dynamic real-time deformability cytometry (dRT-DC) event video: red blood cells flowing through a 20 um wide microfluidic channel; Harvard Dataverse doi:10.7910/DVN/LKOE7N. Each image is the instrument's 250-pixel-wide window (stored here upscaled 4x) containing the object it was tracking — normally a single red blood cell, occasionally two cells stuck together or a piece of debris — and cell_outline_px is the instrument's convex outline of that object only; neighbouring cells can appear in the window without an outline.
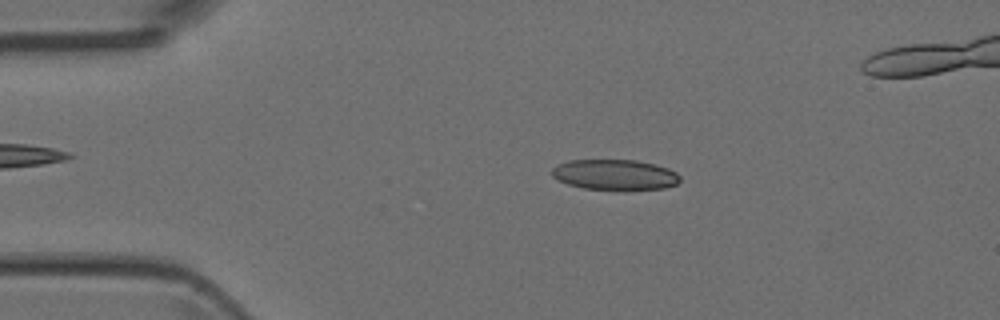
{"species": "Egyptian fruit bat (a non-hibernating species)", "species_latin": "Rousettus aegyptiacus", "temperature_condition": "room temperature", "stored_images_in_passage": 4, "camera_frame_rate_fps": 3000, "um_per_image_px": 0.085, "animal": {"sex": "female"}, "frame": {"image": 1, "passage_image": 2, "time_ms": 1.0, "image_size_px": [1000, 320], "cell_outline_px": [[680, 180], [676, 184], [664, 188], [584, 188], [568, 184], [552, 176], [552, 168], [568, 160], [636, 160], [656, 164], [668, 168], [676, 172], [680, 176]], "centroid_in_image_um": [52.28, 14.82], "position_along_channel_um": 32.7, "area_um2": 22.14}}